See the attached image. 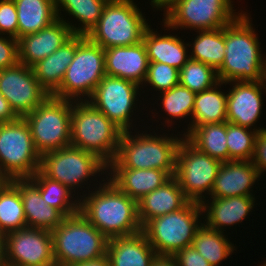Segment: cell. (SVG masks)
<instances>
[{
	"label": "cell",
	"mask_w": 266,
	"mask_h": 266,
	"mask_svg": "<svg viewBox=\"0 0 266 266\" xmlns=\"http://www.w3.org/2000/svg\"><path fill=\"white\" fill-rule=\"evenodd\" d=\"M227 84H232V89H229L227 93V122L249 129H252L253 126V130L258 132L266 130L264 127H256L262 113V94L266 93V80L258 82L232 81L225 83V85Z\"/></svg>",
	"instance_id": "obj_17"
},
{
	"label": "cell",
	"mask_w": 266,
	"mask_h": 266,
	"mask_svg": "<svg viewBox=\"0 0 266 266\" xmlns=\"http://www.w3.org/2000/svg\"><path fill=\"white\" fill-rule=\"evenodd\" d=\"M221 164L219 160L197 150L185 138L182 139L176 154L174 177L189 201L202 203L209 197Z\"/></svg>",
	"instance_id": "obj_13"
},
{
	"label": "cell",
	"mask_w": 266,
	"mask_h": 266,
	"mask_svg": "<svg viewBox=\"0 0 266 266\" xmlns=\"http://www.w3.org/2000/svg\"><path fill=\"white\" fill-rule=\"evenodd\" d=\"M159 95L160 103L164 108L163 111L167 113V115L171 118L165 119V125L168 124V127L171 125L174 120L183 119L192 117L194 101L196 97V93L192 92L187 87H184L180 84L174 86L168 91L161 92ZM191 115V116H190ZM177 118V119H176Z\"/></svg>",
	"instance_id": "obj_36"
},
{
	"label": "cell",
	"mask_w": 266,
	"mask_h": 266,
	"mask_svg": "<svg viewBox=\"0 0 266 266\" xmlns=\"http://www.w3.org/2000/svg\"><path fill=\"white\" fill-rule=\"evenodd\" d=\"M200 216L203 218L201 203L189 201L178 211L149 220L142 231L157 255L173 256L192 245L196 231L203 224Z\"/></svg>",
	"instance_id": "obj_8"
},
{
	"label": "cell",
	"mask_w": 266,
	"mask_h": 266,
	"mask_svg": "<svg viewBox=\"0 0 266 266\" xmlns=\"http://www.w3.org/2000/svg\"><path fill=\"white\" fill-rule=\"evenodd\" d=\"M139 90L141 86L132 81L106 75L88 102L123 132L131 131L133 129L132 115L137 107L135 103L139 100L137 99Z\"/></svg>",
	"instance_id": "obj_14"
},
{
	"label": "cell",
	"mask_w": 266,
	"mask_h": 266,
	"mask_svg": "<svg viewBox=\"0 0 266 266\" xmlns=\"http://www.w3.org/2000/svg\"><path fill=\"white\" fill-rule=\"evenodd\" d=\"M251 161L258 169L260 176H262V173L266 171V130L257 134L254 155Z\"/></svg>",
	"instance_id": "obj_43"
},
{
	"label": "cell",
	"mask_w": 266,
	"mask_h": 266,
	"mask_svg": "<svg viewBox=\"0 0 266 266\" xmlns=\"http://www.w3.org/2000/svg\"><path fill=\"white\" fill-rule=\"evenodd\" d=\"M106 254L111 266H151L157 256L143 231L108 239Z\"/></svg>",
	"instance_id": "obj_25"
},
{
	"label": "cell",
	"mask_w": 266,
	"mask_h": 266,
	"mask_svg": "<svg viewBox=\"0 0 266 266\" xmlns=\"http://www.w3.org/2000/svg\"><path fill=\"white\" fill-rule=\"evenodd\" d=\"M94 184L95 191L79 196V212L107 239L129 236L142 231L137 201L120 191L110 180ZM106 179V180H105ZM91 192V193H90ZM90 193V194H89Z\"/></svg>",
	"instance_id": "obj_1"
},
{
	"label": "cell",
	"mask_w": 266,
	"mask_h": 266,
	"mask_svg": "<svg viewBox=\"0 0 266 266\" xmlns=\"http://www.w3.org/2000/svg\"><path fill=\"white\" fill-rule=\"evenodd\" d=\"M77 48V34L59 47L54 53L31 66L40 86L53 95L60 87L65 72L74 59Z\"/></svg>",
	"instance_id": "obj_26"
},
{
	"label": "cell",
	"mask_w": 266,
	"mask_h": 266,
	"mask_svg": "<svg viewBox=\"0 0 266 266\" xmlns=\"http://www.w3.org/2000/svg\"><path fill=\"white\" fill-rule=\"evenodd\" d=\"M155 88L154 91L165 92L179 84V70L165 63L149 62L144 85ZM153 86V87H152Z\"/></svg>",
	"instance_id": "obj_39"
},
{
	"label": "cell",
	"mask_w": 266,
	"mask_h": 266,
	"mask_svg": "<svg viewBox=\"0 0 266 266\" xmlns=\"http://www.w3.org/2000/svg\"><path fill=\"white\" fill-rule=\"evenodd\" d=\"M149 62L165 63L180 70L190 59L188 54L189 43H185L177 35H161L149 26L144 35ZM188 54V55H187Z\"/></svg>",
	"instance_id": "obj_27"
},
{
	"label": "cell",
	"mask_w": 266,
	"mask_h": 266,
	"mask_svg": "<svg viewBox=\"0 0 266 266\" xmlns=\"http://www.w3.org/2000/svg\"><path fill=\"white\" fill-rule=\"evenodd\" d=\"M259 178L258 169L251 160L223 162L214 181L210 197L255 196L251 188Z\"/></svg>",
	"instance_id": "obj_20"
},
{
	"label": "cell",
	"mask_w": 266,
	"mask_h": 266,
	"mask_svg": "<svg viewBox=\"0 0 266 266\" xmlns=\"http://www.w3.org/2000/svg\"><path fill=\"white\" fill-rule=\"evenodd\" d=\"M248 13L225 26V57L217 71L221 82L266 80V58ZM264 55V56H263Z\"/></svg>",
	"instance_id": "obj_2"
},
{
	"label": "cell",
	"mask_w": 266,
	"mask_h": 266,
	"mask_svg": "<svg viewBox=\"0 0 266 266\" xmlns=\"http://www.w3.org/2000/svg\"><path fill=\"white\" fill-rule=\"evenodd\" d=\"M173 257L178 266H211L192 245L178 250Z\"/></svg>",
	"instance_id": "obj_42"
},
{
	"label": "cell",
	"mask_w": 266,
	"mask_h": 266,
	"mask_svg": "<svg viewBox=\"0 0 266 266\" xmlns=\"http://www.w3.org/2000/svg\"><path fill=\"white\" fill-rule=\"evenodd\" d=\"M233 5L232 0H178L163 14V26L172 31L219 29L243 13H236Z\"/></svg>",
	"instance_id": "obj_12"
},
{
	"label": "cell",
	"mask_w": 266,
	"mask_h": 266,
	"mask_svg": "<svg viewBox=\"0 0 266 266\" xmlns=\"http://www.w3.org/2000/svg\"><path fill=\"white\" fill-rule=\"evenodd\" d=\"M195 32L199 35L192 44H188L192 50L190 58L209 65L217 72L225 57V26Z\"/></svg>",
	"instance_id": "obj_32"
},
{
	"label": "cell",
	"mask_w": 266,
	"mask_h": 266,
	"mask_svg": "<svg viewBox=\"0 0 266 266\" xmlns=\"http://www.w3.org/2000/svg\"><path fill=\"white\" fill-rule=\"evenodd\" d=\"M226 234L207 227L204 223L196 231L192 246L210 263L211 266L226 260L235 249Z\"/></svg>",
	"instance_id": "obj_35"
},
{
	"label": "cell",
	"mask_w": 266,
	"mask_h": 266,
	"mask_svg": "<svg viewBox=\"0 0 266 266\" xmlns=\"http://www.w3.org/2000/svg\"><path fill=\"white\" fill-rule=\"evenodd\" d=\"M4 250V235L0 234V265H6Z\"/></svg>",
	"instance_id": "obj_48"
},
{
	"label": "cell",
	"mask_w": 266,
	"mask_h": 266,
	"mask_svg": "<svg viewBox=\"0 0 266 266\" xmlns=\"http://www.w3.org/2000/svg\"><path fill=\"white\" fill-rule=\"evenodd\" d=\"M107 176L120 191L136 201L158 189L171 178L160 169L130 168H108Z\"/></svg>",
	"instance_id": "obj_24"
},
{
	"label": "cell",
	"mask_w": 266,
	"mask_h": 266,
	"mask_svg": "<svg viewBox=\"0 0 266 266\" xmlns=\"http://www.w3.org/2000/svg\"><path fill=\"white\" fill-rule=\"evenodd\" d=\"M218 82L217 72L212 67L191 58L179 70V84L194 93L208 90Z\"/></svg>",
	"instance_id": "obj_38"
},
{
	"label": "cell",
	"mask_w": 266,
	"mask_h": 266,
	"mask_svg": "<svg viewBox=\"0 0 266 266\" xmlns=\"http://www.w3.org/2000/svg\"><path fill=\"white\" fill-rule=\"evenodd\" d=\"M6 266L56 264L51 231L25 227L4 235Z\"/></svg>",
	"instance_id": "obj_15"
},
{
	"label": "cell",
	"mask_w": 266,
	"mask_h": 266,
	"mask_svg": "<svg viewBox=\"0 0 266 266\" xmlns=\"http://www.w3.org/2000/svg\"><path fill=\"white\" fill-rule=\"evenodd\" d=\"M188 202L178 180L171 177L161 187L137 201L139 222L143 227L149 220L178 211Z\"/></svg>",
	"instance_id": "obj_23"
},
{
	"label": "cell",
	"mask_w": 266,
	"mask_h": 266,
	"mask_svg": "<svg viewBox=\"0 0 266 266\" xmlns=\"http://www.w3.org/2000/svg\"><path fill=\"white\" fill-rule=\"evenodd\" d=\"M258 131L226 122L228 161L252 160Z\"/></svg>",
	"instance_id": "obj_37"
},
{
	"label": "cell",
	"mask_w": 266,
	"mask_h": 266,
	"mask_svg": "<svg viewBox=\"0 0 266 266\" xmlns=\"http://www.w3.org/2000/svg\"><path fill=\"white\" fill-rule=\"evenodd\" d=\"M151 266H178L173 256L157 255L152 261Z\"/></svg>",
	"instance_id": "obj_45"
},
{
	"label": "cell",
	"mask_w": 266,
	"mask_h": 266,
	"mask_svg": "<svg viewBox=\"0 0 266 266\" xmlns=\"http://www.w3.org/2000/svg\"><path fill=\"white\" fill-rule=\"evenodd\" d=\"M39 170L49 179L64 184L78 195V192L75 193L76 189L85 188L84 184L89 183V178L94 177L96 180L97 175L100 177L102 172L106 175L108 165L97 155L69 145L43 154Z\"/></svg>",
	"instance_id": "obj_11"
},
{
	"label": "cell",
	"mask_w": 266,
	"mask_h": 266,
	"mask_svg": "<svg viewBox=\"0 0 266 266\" xmlns=\"http://www.w3.org/2000/svg\"><path fill=\"white\" fill-rule=\"evenodd\" d=\"M184 138L200 152L222 163L228 161L226 122L202 124L193 128Z\"/></svg>",
	"instance_id": "obj_31"
},
{
	"label": "cell",
	"mask_w": 266,
	"mask_h": 266,
	"mask_svg": "<svg viewBox=\"0 0 266 266\" xmlns=\"http://www.w3.org/2000/svg\"><path fill=\"white\" fill-rule=\"evenodd\" d=\"M18 40L17 9L14 0H0V35Z\"/></svg>",
	"instance_id": "obj_40"
},
{
	"label": "cell",
	"mask_w": 266,
	"mask_h": 266,
	"mask_svg": "<svg viewBox=\"0 0 266 266\" xmlns=\"http://www.w3.org/2000/svg\"><path fill=\"white\" fill-rule=\"evenodd\" d=\"M17 9L18 39L36 33L57 20L55 0H14Z\"/></svg>",
	"instance_id": "obj_29"
},
{
	"label": "cell",
	"mask_w": 266,
	"mask_h": 266,
	"mask_svg": "<svg viewBox=\"0 0 266 266\" xmlns=\"http://www.w3.org/2000/svg\"><path fill=\"white\" fill-rule=\"evenodd\" d=\"M71 106L72 101L49 95L23 117L40 156L71 145Z\"/></svg>",
	"instance_id": "obj_10"
},
{
	"label": "cell",
	"mask_w": 266,
	"mask_h": 266,
	"mask_svg": "<svg viewBox=\"0 0 266 266\" xmlns=\"http://www.w3.org/2000/svg\"><path fill=\"white\" fill-rule=\"evenodd\" d=\"M109 0H55L57 18L63 20L71 29L73 34L87 35L99 22L105 5ZM61 8L63 10H61ZM60 11L77 19V24L64 20ZM81 24V25H80Z\"/></svg>",
	"instance_id": "obj_30"
},
{
	"label": "cell",
	"mask_w": 266,
	"mask_h": 266,
	"mask_svg": "<svg viewBox=\"0 0 266 266\" xmlns=\"http://www.w3.org/2000/svg\"><path fill=\"white\" fill-rule=\"evenodd\" d=\"M176 1L178 0H151L150 5L152 8L161 10L165 12L167 9H169ZM162 8V9H161Z\"/></svg>",
	"instance_id": "obj_47"
},
{
	"label": "cell",
	"mask_w": 266,
	"mask_h": 266,
	"mask_svg": "<svg viewBox=\"0 0 266 266\" xmlns=\"http://www.w3.org/2000/svg\"><path fill=\"white\" fill-rule=\"evenodd\" d=\"M123 131L88 101H72L71 145L97 155L107 165L115 158Z\"/></svg>",
	"instance_id": "obj_4"
},
{
	"label": "cell",
	"mask_w": 266,
	"mask_h": 266,
	"mask_svg": "<svg viewBox=\"0 0 266 266\" xmlns=\"http://www.w3.org/2000/svg\"><path fill=\"white\" fill-rule=\"evenodd\" d=\"M18 62V40L7 35H0V70L14 66Z\"/></svg>",
	"instance_id": "obj_41"
},
{
	"label": "cell",
	"mask_w": 266,
	"mask_h": 266,
	"mask_svg": "<svg viewBox=\"0 0 266 266\" xmlns=\"http://www.w3.org/2000/svg\"><path fill=\"white\" fill-rule=\"evenodd\" d=\"M106 76L104 49L77 34V48L59 89L52 95L70 101H88Z\"/></svg>",
	"instance_id": "obj_7"
},
{
	"label": "cell",
	"mask_w": 266,
	"mask_h": 266,
	"mask_svg": "<svg viewBox=\"0 0 266 266\" xmlns=\"http://www.w3.org/2000/svg\"><path fill=\"white\" fill-rule=\"evenodd\" d=\"M30 179L38 186L43 199L50 206L58 209L65 217L79 212V195L75 196L64 184L49 179L40 170Z\"/></svg>",
	"instance_id": "obj_34"
},
{
	"label": "cell",
	"mask_w": 266,
	"mask_h": 266,
	"mask_svg": "<svg viewBox=\"0 0 266 266\" xmlns=\"http://www.w3.org/2000/svg\"><path fill=\"white\" fill-rule=\"evenodd\" d=\"M73 35L70 27L60 19L36 33L24 35L18 39L19 62L31 67L54 53Z\"/></svg>",
	"instance_id": "obj_18"
},
{
	"label": "cell",
	"mask_w": 266,
	"mask_h": 266,
	"mask_svg": "<svg viewBox=\"0 0 266 266\" xmlns=\"http://www.w3.org/2000/svg\"><path fill=\"white\" fill-rule=\"evenodd\" d=\"M144 17L134 0H109L86 37L103 49L135 45L150 26Z\"/></svg>",
	"instance_id": "obj_6"
},
{
	"label": "cell",
	"mask_w": 266,
	"mask_h": 266,
	"mask_svg": "<svg viewBox=\"0 0 266 266\" xmlns=\"http://www.w3.org/2000/svg\"><path fill=\"white\" fill-rule=\"evenodd\" d=\"M106 75L119 77L143 86L148 72L149 60L145 44L104 49Z\"/></svg>",
	"instance_id": "obj_19"
},
{
	"label": "cell",
	"mask_w": 266,
	"mask_h": 266,
	"mask_svg": "<svg viewBox=\"0 0 266 266\" xmlns=\"http://www.w3.org/2000/svg\"><path fill=\"white\" fill-rule=\"evenodd\" d=\"M37 152L28 123L24 118L0 123V178H31L40 169Z\"/></svg>",
	"instance_id": "obj_9"
},
{
	"label": "cell",
	"mask_w": 266,
	"mask_h": 266,
	"mask_svg": "<svg viewBox=\"0 0 266 266\" xmlns=\"http://www.w3.org/2000/svg\"><path fill=\"white\" fill-rule=\"evenodd\" d=\"M254 196H233L210 198L201 203L205 225L224 233L226 226L237 225L252 212L255 206ZM210 202V203H209ZM251 211V212H250Z\"/></svg>",
	"instance_id": "obj_22"
},
{
	"label": "cell",
	"mask_w": 266,
	"mask_h": 266,
	"mask_svg": "<svg viewBox=\"0 0 266 266\" xmlns=\"http://www.w3.org/2000/svg\"><path fill=\"white\" fill-rule=\"evenodd\" d=\"M18 118L19 117L11 109L9 102L5 99V97L0 92V123L14 122Z\"/></svg>",
	"instance_id": "obj_44"
},
{
	"label": "cell",
	"mask_w": 266,
	"mask_h": 266,
	"mask_svg": "<svg viewBox=\"0 0 266 266\" xmlns=\"http://www.w3.org/2000/svg\"><path fill=\"white\" fill-rule=\"evenodd\" d=\"M135 135L132 131L123 132L118 151L108 168L160 169L170 177L175 176L176 154L180 142L184 138L177 135H157L144 133Z\"/></svg>",
	"instance_id": "obj_3"
},
{
	"label": "cell",
	"mask_w": 266,
	"mask_h": 266,
	"mask_svg": "<svg viewBox=\"0 0 266 266\" xmlns=\"http://www.w3.org/2000/svg\"><path fill=\"white\" fill-rule=\"evenodd\" d=\"M10 181L21 194L27 227L52 231L62 223L65 216L43 199L38 186L30 178Z\"/></svg>",
	"instance_id": "obj_21"
},
{
	"label": "cell",
	"mask_w": 266,
	"mask_h": 266,
	"mask_svg": "<svg viewBox=\"0 0 266 266\" xmlns=\"http://www.w3.org/2000/svg\"><path fill=\"white\" fill-rule=\"evenodd\" d=\"M27 227L21 194L10 181L0 183V234Z\"/></svg>",
	"instance_id": "obj_33"
},
{
	"label": "cell",
	"mask_w": 266,
	"mask_h": 266,
	"mask_svg": "<svg viewBox=\"0 0 266 266\" xmlns=\"http://www.w3.org/2000/svg\"><path fill=\"white\" fill-rule=\"evenodd\" d=\"M0 92L19 118L31 113L49 96L32 68L20 62L0 70Z\"/></svg>",
	"instance_id": "obj_16"
},
{
	"label": "cell",
	"mask_w": 266,
	"mask_h": 266,
	"mask_svg": "<svg viewBox=\"0 0 266 266\" xmlns=\"http://www.w3.org/2000/svg\"><path fill=\"white\" fill-rule=\"evenodd\" d=\"M72 266H111L109 257L106 255L88 262L74 264Z\"/></svg>",
	"instance_id": "obj_46"
},
{
	"label": "cell",
	"mask_w": 266,
	"mask_h": 266,
	"mask_svg": "<svg viewBox=\"0 0 266 266\" xmlns=\"http://www.w3.org/2000/svg\"><path fill=\"white\" fill-rule=\"evenodd\" d=\"M48 266H59L58 264H51V265H48Z\"/></svg>",
	"instance_id": "obj_49"
},
{
	"label": "cell",
	"mask_w": 266,
	"mask_h": 266,
	"mask_svg": "<svg viewBox=\"0 0 266 266\" xmlns=\"http://www.w3.org/2000/svg\"><path fill=\"white\" fill-rule=\"evenodd\" d=\"M51 234L53 255L59 266H72L106 255L108 239L80 212L65 217Z\"/></svg>",
	"instance_id": "obj_5"
},
{
	"label": "cell",
	"mask_w": 266,
	"mask_h": 266,
	"mask_svg": "<svg viewBox=\"0 0 266 266\" xmlns=\"http://www.w3.org/2000/svg\"><path fill=\"white\" fill-rule=\"evenodd\" d=\"M223 84L219 81L212 88L196 93L191 123L183 137L202 124L227 122V94L220 91Z\"/></svg>",
	"instance_id": "obj_28"
}]
</instances>
